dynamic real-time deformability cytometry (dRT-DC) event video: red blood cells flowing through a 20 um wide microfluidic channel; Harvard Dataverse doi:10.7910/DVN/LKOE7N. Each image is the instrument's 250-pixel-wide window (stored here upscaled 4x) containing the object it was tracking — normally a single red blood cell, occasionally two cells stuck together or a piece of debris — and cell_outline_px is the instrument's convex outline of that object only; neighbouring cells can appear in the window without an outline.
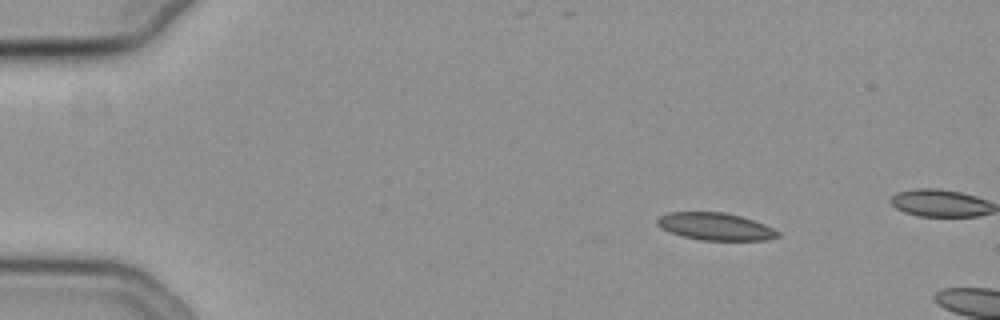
{"species": "common noctule bat (a hibernating species)", "species_latin": "Nyctalus noctula", "temperature_condition": "cold", "stored_images_in_passage": 5, "camera_frame_rate_fps": 3000, "um_per_image_px": 0.085, "animal": {"sex": "female", "body_mass_g": 19.3, "forearm_length_mm": 54.1}, "frame": {"image": 1, "passage_image": 1, "time_ms": 0.0, "image_size_px": [1000, 320], "cell_outline_px": [[780, 236], [768, 240], [700, 240], [668, 232], [660, 228], [656, 224], [656, 220], [660, 216], [668, 212], [724, 212], [740, 216], [764, 224], [780, 232]], "centroid_in_image_um": [60.78, 19.25], "position_along_channel_um": 24.2, "area_um2": 19.25}}